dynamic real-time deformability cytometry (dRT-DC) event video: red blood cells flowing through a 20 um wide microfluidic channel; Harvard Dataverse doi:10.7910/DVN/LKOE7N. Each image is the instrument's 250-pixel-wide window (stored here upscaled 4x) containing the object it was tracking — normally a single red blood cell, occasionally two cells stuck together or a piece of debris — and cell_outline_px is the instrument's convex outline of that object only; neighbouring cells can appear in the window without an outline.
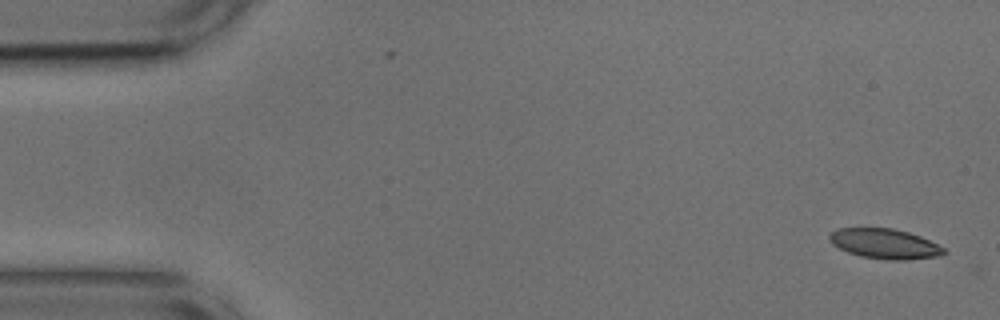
{"species": "common noctule bat (a hibernating species)", "species_latin": "Nyctalus noctula", "temperature_condition": "cold", "stored_images_in_passage": 52, "camera_frame_rate_fps": 3000, "um_per_image_px": 0.085, "animal": {"sex": "male", "body_mass_g": 17.9, "forearm_length_mm": 54.2}, "frame": {"image": 1, "passage_image": 1, "time_ms": 0.0, "image_size_px": [1000, 320], "cell_outline_px": [[948, 252], [940, 256], [904, 260], [888, 260], [860, 256], [848, 252], [832, 244], [828, 240], [828, 236], [836, 228], [892, 228], [908, 232], [920, 236], [944, 248]], "centroid_in_image_um": [75.19, 20.72], "position_along_channel_um": 9.8, "area_um2": 20.0}}
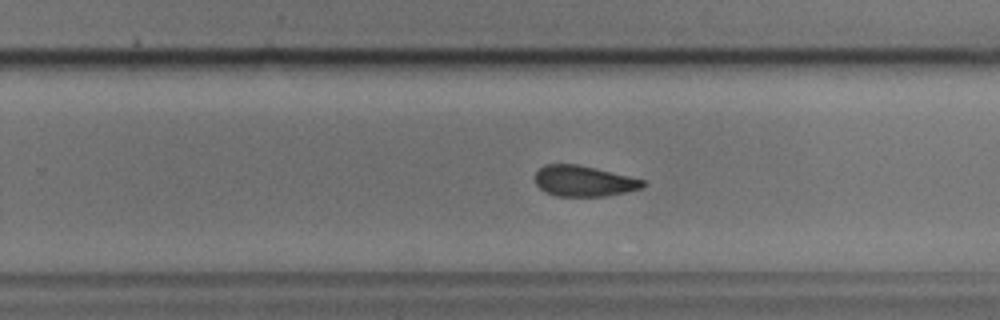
{"frame": {"image": 2, "passage_image": 32, "time_ms": 10.333, "image_size_px": [1000, 320], "cell_outline_px": [[648, 184], [640, 188], [624, 192], [604, 196], [556, 196], [544, 192], [536, 184], [536, 172], [544, 164], [576, 164], [628, 176], [644, 180]], "centroid_in_image_um": [49.59, 15.39], "position_along_channel_um": 280.2, "area_um2": 19.07}}
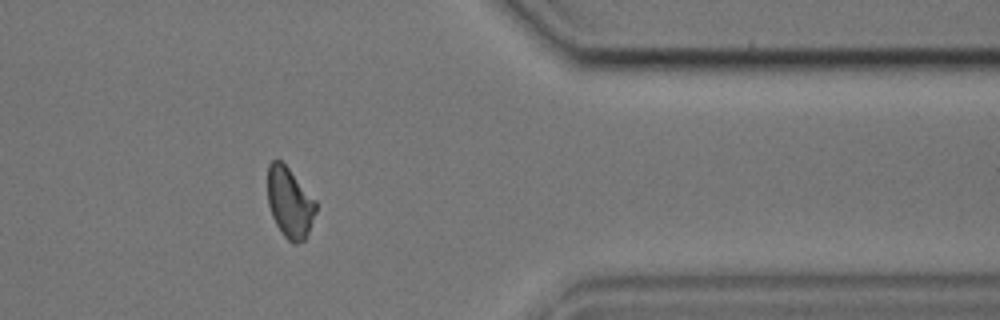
{"frame": {"image": 3, "passage_image": 42, "time_ms": 13.667, "image_size_px": [1000, 320], "cell_outline_px": [[316, 212], [308, 232], [304, 240], [296, 244], [292, 244], [280, 232], [272, 216], [268, 204], [268, 164], [272, 160], [280, 160], [288, 168], [316, 200]], "centroid_in_image_um": [24.62, 17.24], "position_along_channel_um": 386.8, "area_um2": 19.71}, "authors_computed_cell_mechanics": {"area_um2": 20.5479, "velocity_mm_per_s": 3.7558, "shape_relaxation_time_tau1_ms": 7.928, "shape_relaxation_time_tau2_ms": 3.9894, "deformation_change_tau1": 0.1476, "deformation_change_tau2": 0.1008}}